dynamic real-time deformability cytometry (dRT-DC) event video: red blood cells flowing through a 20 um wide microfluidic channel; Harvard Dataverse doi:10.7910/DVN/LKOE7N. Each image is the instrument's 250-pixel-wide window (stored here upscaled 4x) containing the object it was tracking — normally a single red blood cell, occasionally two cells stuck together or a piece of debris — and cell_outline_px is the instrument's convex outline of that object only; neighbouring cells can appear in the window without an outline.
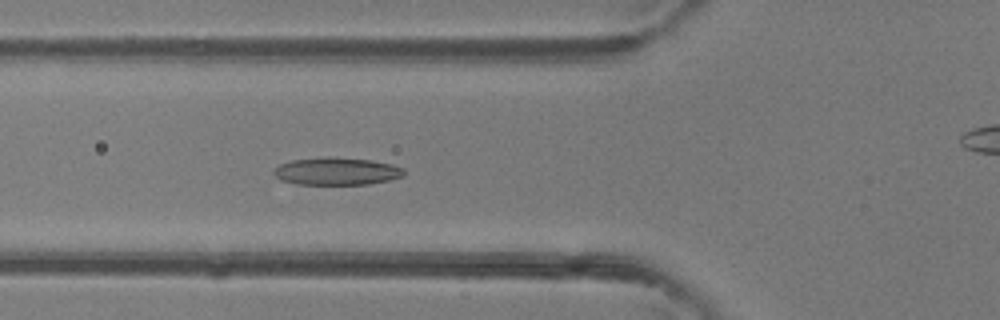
{"species": "common noctule bat (a hibernating species)", "species_latin": "Nyctalus noctula", "temperature_condition": "room temperature", "stored_images_in_passage": 48, "camera_frame_rate_fps": 3000, "um_per_image_px": 0.085, "animal": {"sex": "female"}, "frame": {"image": 1, "passage_image": 17, "time_ms": 5.333, "image_size_px": [1000, 320], "cell_outline_px": [[404, 176], [388, 180], [368, 184], [296, 184], [280, 180], [272, 172], [280, 164], [292, 160], [328, 156], [372, 160], [392, 164], [404, 168]], "centroid_in_image_um": [28.62, 14.55], "position_along_channel_um": 97.2, "area_um2": 20.92}}
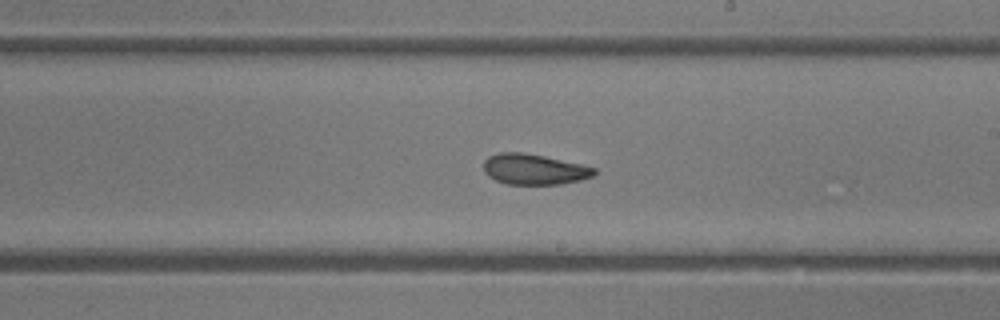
{"frame": {"image": 2, "passage_image": 27, "time_ms": 8.667, "image_size_px": [1000, 320], "cell_outline_px": [[596, 172], [592, 176], [580, 180], [560, 184], [508, 184], [496, 180], [488, 176], [484, 172], [484, 160], [488, 156], [500, 152], [524, 152], [544, 156], [580, 164], [596, 168]], "centroid_in_image_um": [45.37, 14.38], "position_along_channel_um": 243.6, "area_um2": 19.65}}
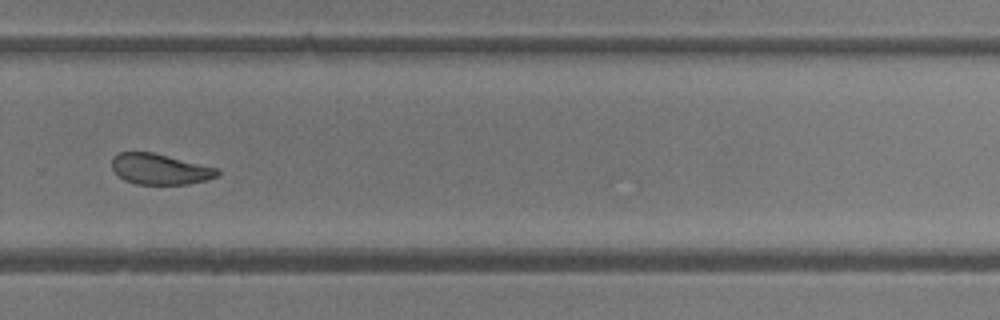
{"frame": {"image": 3, "passage_image": 32, "time_ms": 10.333, "image_size_px": [1000, 320], "cell_outline_px": [[220, 172], [216, 176], [208, 180], [188, 184], [136, 184], [124, 180], [112, 168], [112, 156], [120, 152], [152, 152], [220, 168]], "centroid_in_image_um": [13.62, 14.37], "position_along_channel_um": 316.2, "area_um2": 18.96}, "authors_computed_cell_mechanics": {"area_um2": 20.9814, "velocity_mm_per_s": 4.3834, "shape_relaxation_time_tau1_ms": 3.1598, "shape_relaxation_time_tau2_ms": 1.8764, "deformation_change_tau1": 0.1375, "deformation_change_tau2": 0.0876}}